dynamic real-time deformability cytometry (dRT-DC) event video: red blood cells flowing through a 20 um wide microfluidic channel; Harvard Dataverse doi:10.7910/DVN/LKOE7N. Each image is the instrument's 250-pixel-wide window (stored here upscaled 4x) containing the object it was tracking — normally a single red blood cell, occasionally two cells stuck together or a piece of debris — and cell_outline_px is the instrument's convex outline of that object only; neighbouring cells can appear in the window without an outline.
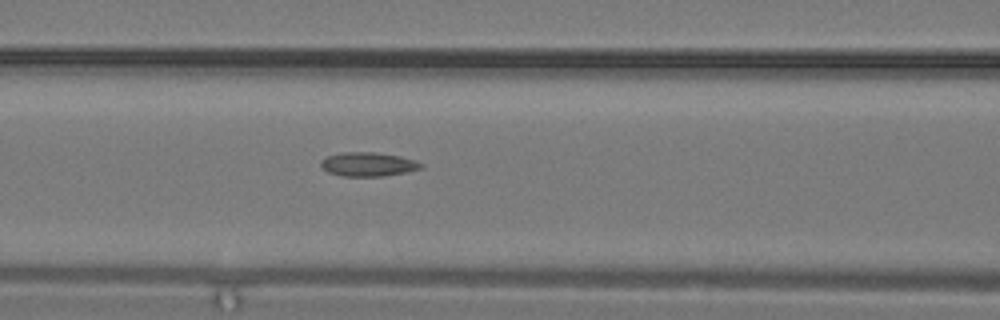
{"species": "common noctule bat (a hibernating species)", "species_latin": "Nyctalus noctula", "temperature_condition": "warm", "stored_images_in_passage": 10, "camera_frame_rate_fps": 3000, "um_per_image_px": 0.085, "animal": {"sex": "male", "body_mass_g": 19.2, "forearm_length_mm": 51.8}, "frame": {"image": 1, "passage_image": 5, "time_ms": 1.333, "image_size_px": [1000, 320], "cell_outline_px": [[424, 168], [408, 172], [384, 176], [344, 176], [328, 172], [320, 168], [320, 160], [328, 156], [340, 152], [376, 152], [400, 156], [416, 160], [424, 164]], "centroid_in_image_um": [31.31, 13.96], "position_along_channel_um": 135.3, "area_um2": 14.28}}
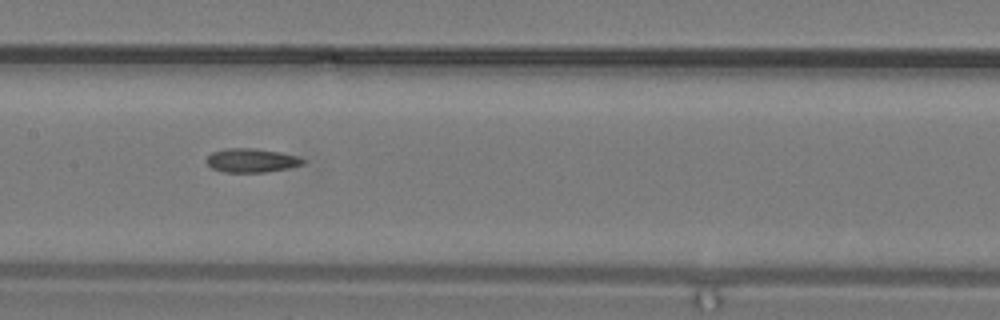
{"frame": {"image": 2, "passage_image": 7, "time_ms": 2.0, "image_size_px": [1000, 320], "cell_outline_px": [[304, 164], [288, 168], [264, 172], [224, 172], [212, 168], [204, 160], [212, 152], [224, 148], [256, 148], [280, 152], [296, 156], [304, 160]], "centroid_in_image_um": [21.34, 13.63], "position_along_channel_um": 186.1, "area_um2": 13.41}}
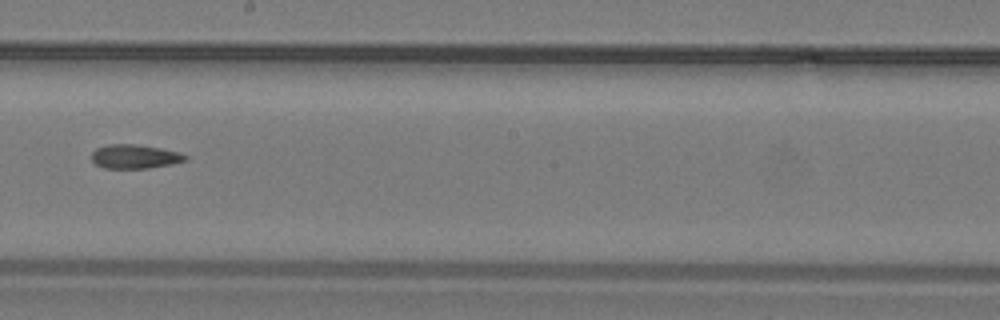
{"frame": {"image": 3, "passage_image": 9, "time_ms": 2.667, "image_size_px": [1000, 320], "cell_outline_px": [[188, 160], [172, 164], [148, 168], [104, 168], [96, 164], [92, 160], [92, 152], [96, 148], [108, 144], [132, 144], [160, 148], [180, 152], [188, 156]], "centroid_in_image_um": [11.47, 13.3], "position_along_channel_um": 236.7, "area_um2": 13.12}}